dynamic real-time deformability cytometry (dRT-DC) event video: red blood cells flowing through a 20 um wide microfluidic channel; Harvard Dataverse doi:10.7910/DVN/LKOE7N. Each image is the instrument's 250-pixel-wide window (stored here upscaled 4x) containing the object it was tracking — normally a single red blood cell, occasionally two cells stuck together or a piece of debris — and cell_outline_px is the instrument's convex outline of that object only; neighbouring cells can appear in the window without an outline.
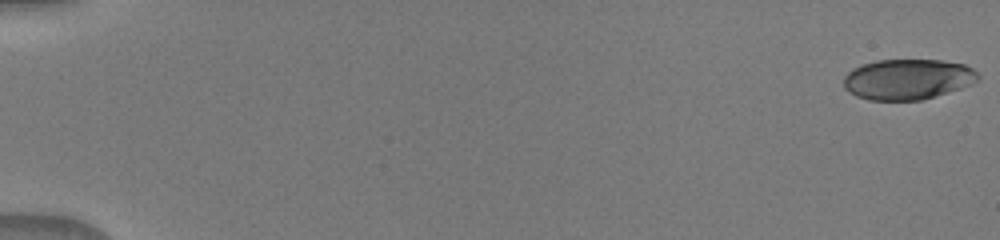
{"species": "human", "species_latin": "Homo sapiens", "temperature_condition": "warm", "stored_images_in_passage": 32, "camera_frame_rate_fps": 3000, "um_per_image_px": 0.085, "donor": {"sex": "male"}, "frame": {"image": 1, "passage_image": 1, "time_ms": 0.0, "image_size_px": [1000, 240], "cell_outline_px": [[980, 80], [972, 84], [960, 88], [920, 100], [868, 100], [856, 96], [848, 92], [844, 88], [844, 76], [852, 68], [876, 60], [940, 60], [964, 64], [972, 68], [980, 76]], "centroid_in_image_um": [77.14, 6.73], "position_along_channel_um": 7.9, "area_um2": 31.73}}
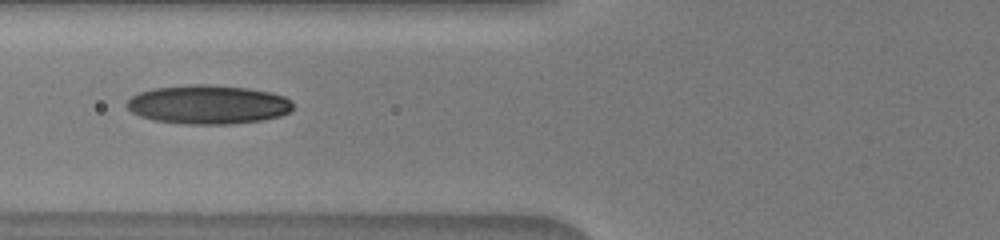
{"frame": {"image": 2, "passage_image": 18, "time_ms": 7.0, "image_size_px": [1000, 240], "cell_outline_px": [[292, 112], [280, 116], [264, 120], [228, 124], [184, 124], [152, 120], [140, 116], [132, 112], [124, 104], [132, 96], [140, 92], [156, 88], [192, 84], [208, 84], [248, 88], [272, 92], [284, 96], [292, 100]], "centroid_in_image_um": [17.72, 8.89], "position_along_channel_um": 108.1, "area_um2": 37.97}}
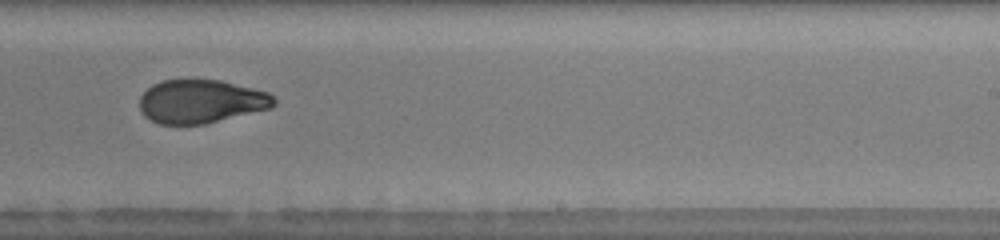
{"frame": {"image": 3, "passage_image": 29, "time_ms": 11.0, "image_size_px": [1000, 240], "cell_outline_px": [[276, 104], [272, 108], [204, 124], [160, 124], [144, 116], [140, 108], [140, 96], [152, 84], [164, 80], [220, 80], [268, 92], [276, 100]], "centroid_in_image_um": [17.09, 8.62], "position_along_channel_um": 271.9, "area_um2": 33.93}}